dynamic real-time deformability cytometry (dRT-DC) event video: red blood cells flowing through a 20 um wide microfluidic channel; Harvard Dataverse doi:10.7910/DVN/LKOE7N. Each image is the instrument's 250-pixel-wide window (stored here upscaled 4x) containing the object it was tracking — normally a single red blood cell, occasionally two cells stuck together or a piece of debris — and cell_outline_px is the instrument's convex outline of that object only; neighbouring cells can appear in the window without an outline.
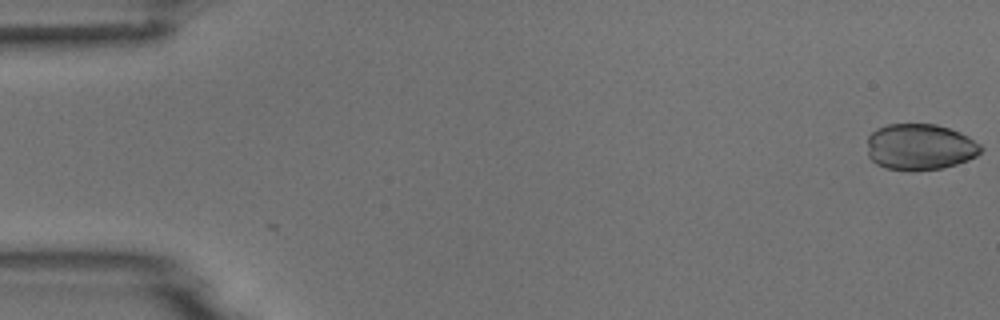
{"species": "common noctule bat (a hibernating species)", "species_latin": "Nyctalus noctula", "temperature_condition": "room temperature", "stored_images_in_passage": 54, "camera_frame_rate_fps": 3000, "um_per_image_px": 0.085, "animal": {"sex": "male", "body_mass_g": 18.8}, "frame": {"image": 1, "passage_image": 1, "time_ms": 0.0, "image_size_px": [1000, 320], "cell_outline_px": [[984, 148], [976, 156], [968, 160], [944, 168], [912, 172], [908, 172], [884, 168], [876, 164], [868, 156], [868, 136], [876, 128], [888, 124], [936, 124], [960, 132], [968, 136], [980, 144]], "centroid_in_image_um": [78.19, 12.51], "position_along_channel_um": 6.8, "area_um2": 31.1}}
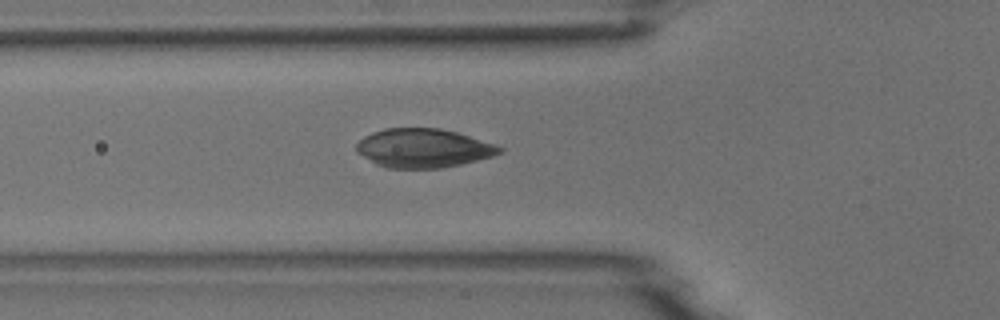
{"frame": {"image": 2, "passage_image": 19, "time_ms": 6.0, "image_size_px": [1000, 320], "cell_outline_px": [[504, 152], [492, 156], [460, 164], [440, 168], [388, 168], [376, 164], [356, 152], [356, 144], [364, 136], [372, 132], [384, 128], [440, 128], [456, 132], [504, 148]], "centroid_in_image_um": [35.94, 12.59], "position_along_channel_um": 89.9, "area_um2": 32.19}}
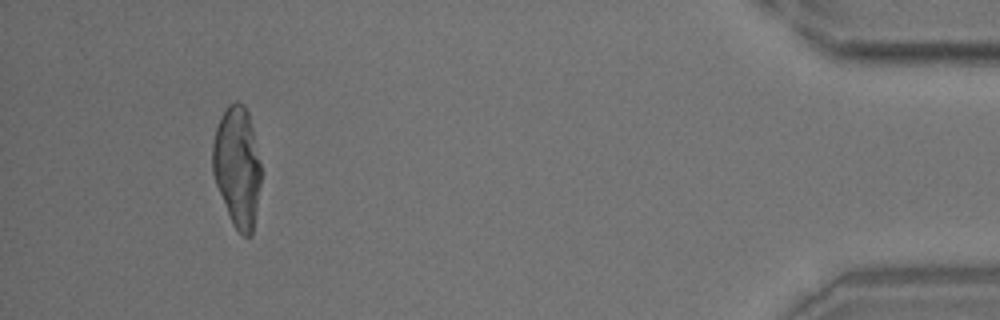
{"frame": {"image": 3, "passage_image": 50, "time_ms": 16.333, "image_size_px": [1000, 320], "cell_outline_px": [[260, 184], [252, 236], [244, 236], [232, 224], [216, 184], [212, 172], [212, 144], [216, 128], [220, 116], [228, 104], [236, 100], [244, 104], [248, 112], [252, 128], [260, 164]], "centroid_in_image_um": [20.14, 14.14], "position_along_channel_um": 415.1, "area_um2": 33.81}}